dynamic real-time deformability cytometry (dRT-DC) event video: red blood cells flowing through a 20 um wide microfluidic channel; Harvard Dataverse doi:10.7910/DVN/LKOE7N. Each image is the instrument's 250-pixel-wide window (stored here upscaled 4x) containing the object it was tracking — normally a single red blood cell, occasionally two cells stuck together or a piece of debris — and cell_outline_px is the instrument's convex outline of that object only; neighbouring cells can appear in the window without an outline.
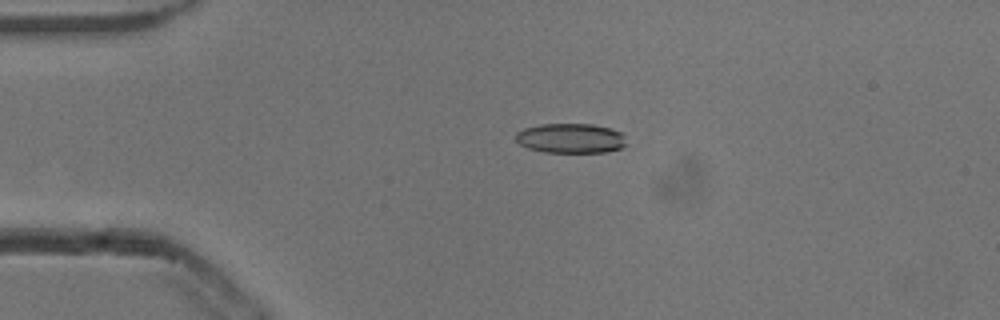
{"species": "common noctule bat (a hibernating species)", "species_latin": "Nyctalus noctula", "temperature_condition": "cold", "stored_images_in_passage": 53, "camera_frame_rate_fps": 3000, "um_per_image_px": 0.085, "animal": {"sex": "male", "body_mass_g": 13.3}, "frame": {"image": 1, "passage_image": 12, "time_ms": 3.667, "image_size_px": [1000, 320], "cell_outline_px": [[628, 144], [624, 148], [608, 152], [544, 152], [528, 148], [520, 144], [516, 140], [516, 132], [524, 128], [540, 124], [592, 124], [612, 128], [620, 132], [624, 136]], "centroid_in_image_um": [48.55, 11.75], "position_along_channel_um": 36.4, "area_um2": 19.42}}
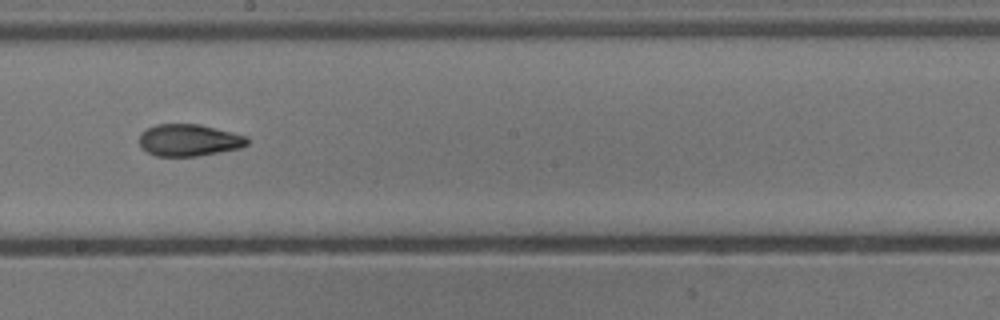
{"frame": {"image": 2, "passage_image": 30, "time_ms": 9.667, "image_size_px": [1000, 320], "cell_outline_px": [[248, 144], [240, 148], [220, 152], [196, 156], [156, 156], [148, 152], [140, 144], [140, 132], [156, 124], [200, 124], [248, 136]], "centroid_in_image_um": [16.08, 11.91], "position_along_channel_um": 232.1, "area_um2": 20.06}}
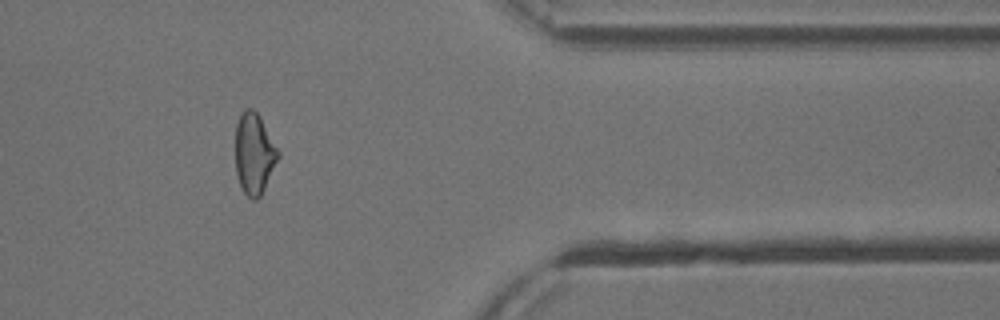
{"frame": {"image": 3, "passage_image": 44, "time_ms": 14.333, "image_size_px": [1000, 320], "cell_outline_px": [[280, 156], [260, 196], [256, 200], [252, 200], [244, 192], [240, 184], [236, 172], [236, 124], [240, 112], [244, 108], [252, 108], [256, 112], [280, 152]], "centroid_in_image_um": [21.59, 13.05], "position_along_channel_um": 389.8, "area_um2": 19.94}, "authors_computed_cell_mechanics": {"area_um2": 20.23, "velocity_mm_per_s": 3.8482, "shape_relaxation_time_tau1_ms": 6.0218, "shape_relaxation_time_tau2_ms": 3.2212, "deformation_change_tau1": 0.1655, "deformation_change_tau2": 0.0929}}